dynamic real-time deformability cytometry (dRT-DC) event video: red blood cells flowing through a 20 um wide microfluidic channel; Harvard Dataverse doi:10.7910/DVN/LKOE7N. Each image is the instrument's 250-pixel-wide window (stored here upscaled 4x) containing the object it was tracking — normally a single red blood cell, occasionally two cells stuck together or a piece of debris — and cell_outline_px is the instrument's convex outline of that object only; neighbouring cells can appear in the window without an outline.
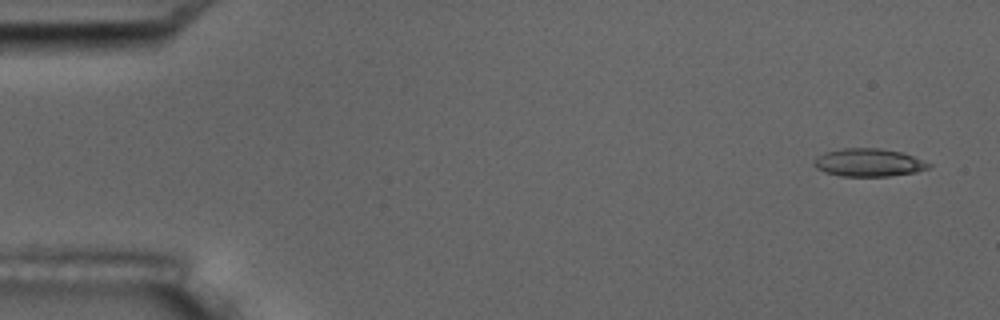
{"species": "common noctule bat (a hibernating species)", "species_latin": "Nyctalus noctula", "temperature_condition": "room temperature", "stored_images_in_passage": 6, "segment_of_instrument_passage": [1, 2], "camera_frame_rate_fps": 3000, "um_per_image_px": 0.085, "animal": {"sex": "male", "body_mass_g": 17.5, "forearm_length_mm": 52.3}, "frame": {"image": 1, "passage_image": 1, "time_ms": 0.0, "image_size_px": [1000, 320], "cell_outline_px": [[932, 164], [928, 168], [916, 172], [888, 176], [840, 176], [824, 172], [816, 168], [812, 164], [816, 156], [824, 152], [844, 148], [880, 148], [900, 152], [912, 156]], "centroid_in_image_um": [73.78, 13.82], "position_along_channel_um": 11.2, "area_um2": 18.67}}
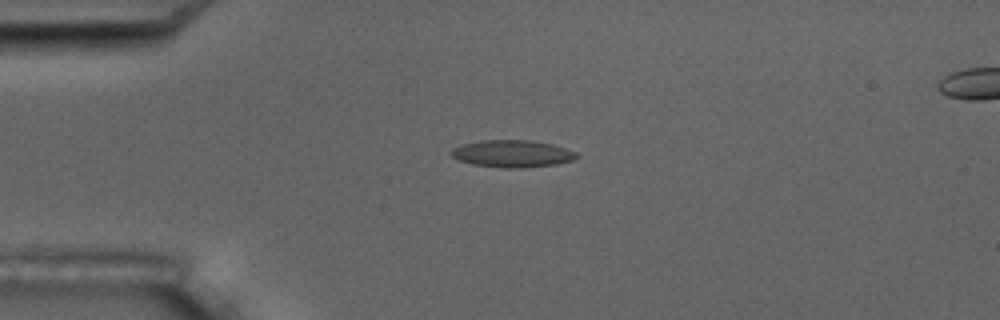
{"frame": {"image": 2, "passage_image": 4, "time_ms": 3.667, "image_size_px": [1000, 320], "cell_outline_px": [[580, 156], [572, 160], [556, 164], [524, 168], [504, 168], [472, 164], [460, 160], [452, 156], [448, 152], [452, 148], [460, 144], [480, 140], [528, 140], [552, 144], [576, 152]], "centroid_in_image_um": [43.51, 13.06], "position_along_channel_um": 41.5, "area_um2": 19.94}}